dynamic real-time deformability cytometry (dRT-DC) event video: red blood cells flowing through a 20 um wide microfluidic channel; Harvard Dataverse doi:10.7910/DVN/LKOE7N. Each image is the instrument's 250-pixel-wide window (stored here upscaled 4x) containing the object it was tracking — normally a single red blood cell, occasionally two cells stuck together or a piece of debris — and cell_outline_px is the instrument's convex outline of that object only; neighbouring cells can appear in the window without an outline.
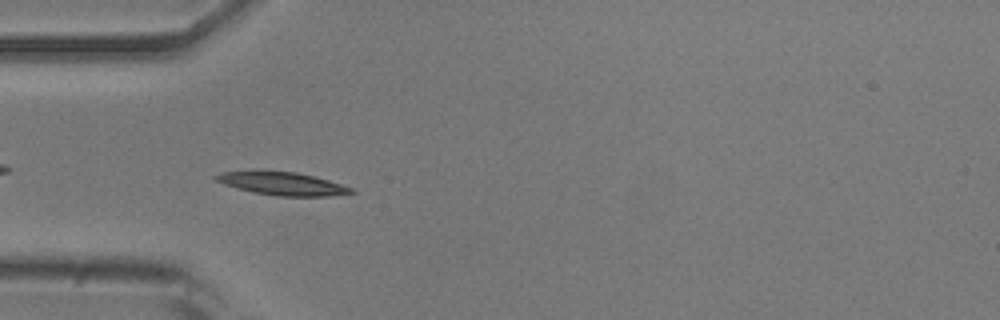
{"species": "common noctule bat (a hibernating species)", "species_latin": "Nyctalus noctula", "temperature_condition": "room temperature", "stored_images_in_passage": 39, "camera_frame_rate_fps": 3000, "um_per_image_px": 0.085, "animal": {"sex": "male", "body_mass_g": 20.5, "forearm_length_mm": 52.5}, "frame": {"image": 1, "passage_image": 3, "time_ms": 0.667, "image_size_px": [1000, 320], "cell_outline_px": [[356, 192], [328, 196], [276, 196], [252, 192], [224, 184], [216, 180], [212, 176], [224, 172], [296, 172], [328, 180], [352, 188]], "centroid_in_image_um": [24.02, 15.63], "position_along_channel_um": 61.0, "area_um2": 17.57}}
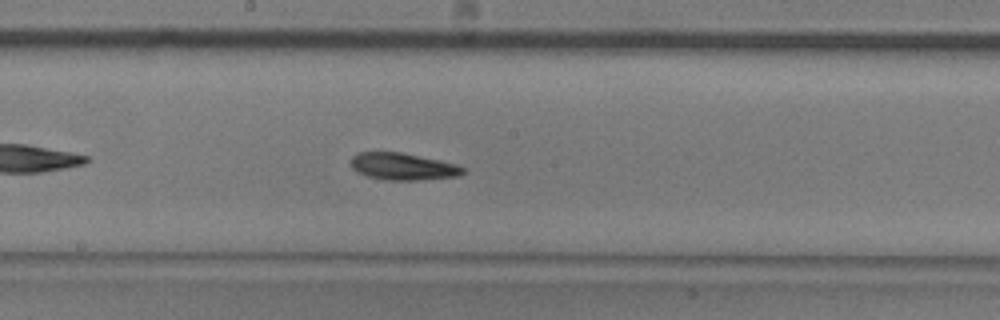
{"frame": {"image": 2, "passage_image": 15, "time_ms": 4.667, "image_size_px": [1000, 320], "cell_outline_px": [[464, 172], [460, 176], [416, 180], [384, 180], [368, 176], [356, 172], [352, 168], [352, 156], [356, 152], [400, 152], [440, 160], [456, 164], [464, 168]], "centroid_in_image_um": [34.23, 14.15], "position_along_channel_um": 214.0, "area_um2": 17.63}}
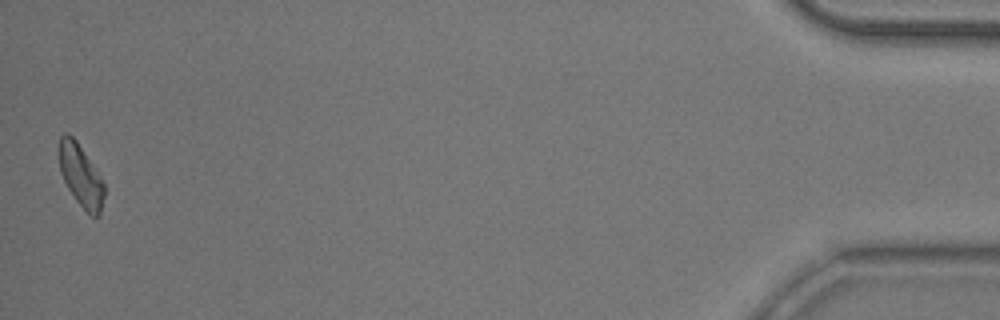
{"frame": {"image": 3, "passage_image": 39, "time_ms": 12.667, "image_size_px": [1000, 320], "cell_outline_px": [[104, 196], [100, 216], [92, 216], [76, 200], [68, 188], [60, 172], [60, 136], [64, 132], [68, 132], [76, 140], [104, 184]], "centroid_in_image_um": [6.86, 14.93], "position_along_channel_um": 428.3, "area_um2": 15.78}, "authors_computed_cell_mechanics": {"area_um2": 17.34, "velocity_mm_per_s": 3.8484, "shape_relaxation_time_tau1_ms": 3.9339, "shape_relaxation_time_tau2_ms": 6.6755, "deformation_change_tau1": 0.1304, "deformation_change_tau2": 0.1632}}